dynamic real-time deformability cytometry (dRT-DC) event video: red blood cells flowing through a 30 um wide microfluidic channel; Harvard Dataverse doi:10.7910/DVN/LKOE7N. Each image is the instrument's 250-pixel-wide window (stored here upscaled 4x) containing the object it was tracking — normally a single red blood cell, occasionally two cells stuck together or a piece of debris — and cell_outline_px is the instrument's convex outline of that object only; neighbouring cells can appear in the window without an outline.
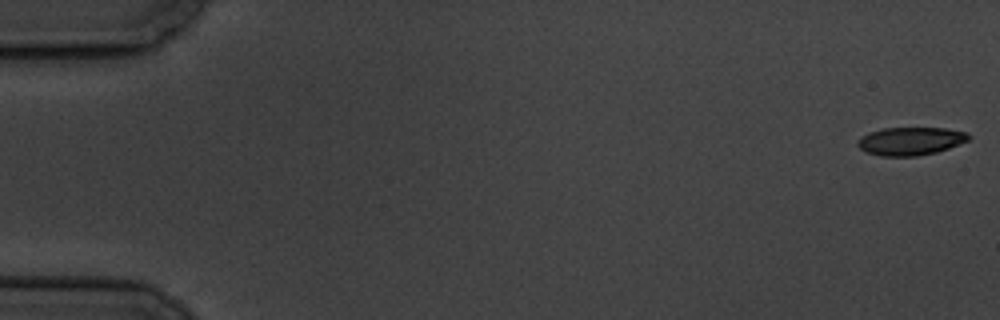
{"species": "common noctule bat (a hibernating species)", "species_latin": "Nyctalus noctula", "temperature_condition": "cold", "stored_images_in_passage": 7, "camera_frame_rate_fps": 3000, "um_per_image_px": 0.085, "animal": {"sex": "male", "body_mass_g": 19.5, "forearm_length_mm": 54.6}, "frame": {"image": 1, "passage_image": 1, "time_ms": 0.0, "image_size_px": [1000, 320], "cell_outline_px": [[972, 136], [968, 140], [948, 148], [936, 152], [916, 156], [880, 156], [868, 152], [860, 148], [856, 144], [868, 132], [884, 128], [944, 128], [968, 132]], "centroid_in_image_um": [77.43, 11.99], "position_along_channel_um": 7.6, "area_um2": 17.98}}